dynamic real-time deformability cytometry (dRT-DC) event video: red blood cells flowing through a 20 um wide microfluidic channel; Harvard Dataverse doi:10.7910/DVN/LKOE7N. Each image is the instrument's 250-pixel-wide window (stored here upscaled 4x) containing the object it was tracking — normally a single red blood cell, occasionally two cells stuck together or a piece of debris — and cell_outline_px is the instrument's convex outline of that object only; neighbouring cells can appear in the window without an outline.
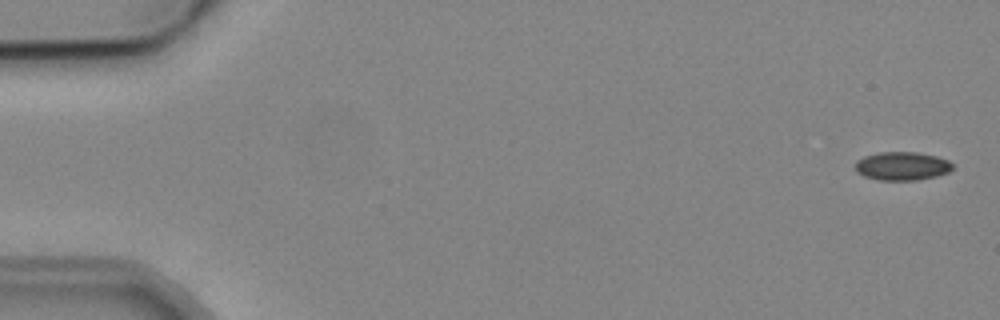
{"species": "common noctule bat (a hibernating species)", "species_latin": "Nyctalus noctula", "temperature_condition": "cold", "stored_images_in_passage": 5, "segment_of_instrument_passage": [1, 2], "camera_frame_rate_fps": 3000, "um_per_image_px": 0.085, "animal": {"sex": "male", "body_mass_g": 19.2, "forearm_length_mm": 51.8}, "frame": {"image": 1, "passage_image": 1, "time_ms": 0.0, "image_size_px": [1000, 320], "cell_outline_px": [[952, 168], [948, 172], [936, 176], [916, 180], [880, 180], [864, 176], [856, 172], [856, 160], [864, 156], [880, 152], [916, 152], [936, 156], [948, 160], [952, 164]], "centroid_in_image_um": [76.66, 14.11], "position_along_channel_um": 8.3, "area_um2": 16.07}}
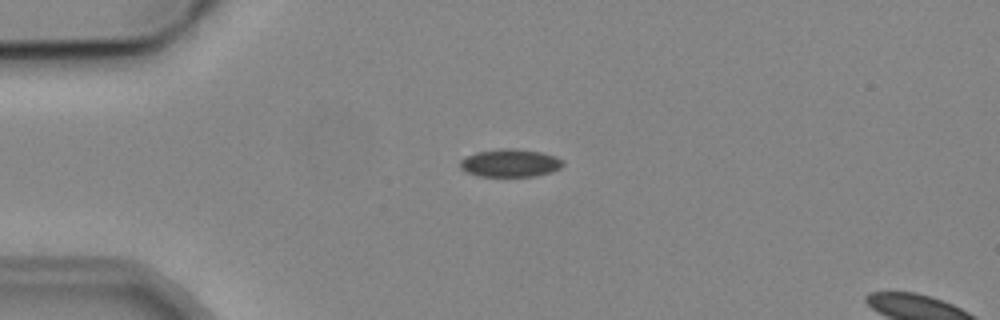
{"frame": {"image": 2, "passage_image": 4, "time_ms": 4.0, "image_size_px": [1000, 320], "cell_outline_px": [[564, 164], [560, 168], [552, 172], [536, 176], [480, 176], [468, 172], [460, 168], [460, 160], [476, 152], [508, 148], [540, 152], [556, 156], [564, 160]], "centroid_in_image_um": [43.41, 13.86], "position_along_channel_um": 41.6, "area_um2": 16.53}}